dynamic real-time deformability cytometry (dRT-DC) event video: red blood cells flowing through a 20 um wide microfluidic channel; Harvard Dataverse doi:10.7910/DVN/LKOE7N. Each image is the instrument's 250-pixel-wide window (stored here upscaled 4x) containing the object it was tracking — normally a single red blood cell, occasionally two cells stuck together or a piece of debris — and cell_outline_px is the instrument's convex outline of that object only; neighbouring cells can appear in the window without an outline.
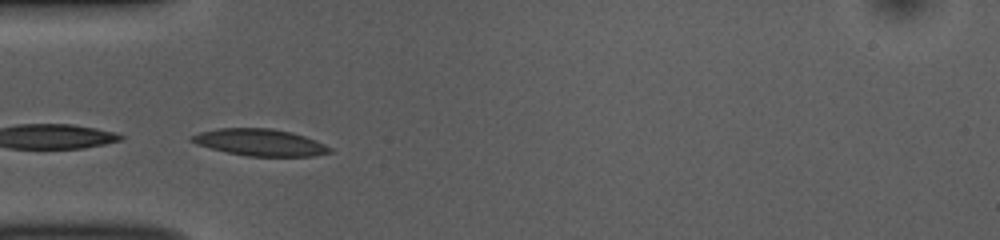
{"species": "common noctule bat (a hibernating species)", "species_latin": "Nyctalus noctula", "temperature_condition": "room temperature", "stored_images_in_passage": 27, "camera_frame_rate_fps": 3000, "um_per_image_px": 0.085, "animal": {"sex": "female", "body_mass_g": 10.0, "forearm_length_mm": 53.1}, "frame": {"image": 1, "passage_image": 9, "time_ms": 2.667, "image_size_px": [1000, 240], "cell_outline_px": [[332, 152], [312, 156], [248, 156], [228, 152], [196, 144], [188, 140], [188, 136], [200, 132], [220, 128], [272, 128], [292, 132], [316, 140], [332, 148]], "centroid_in_image_um": [22.09, 12.1], "position_along_channel_um": 62.9, "area_um2": 21.56}}
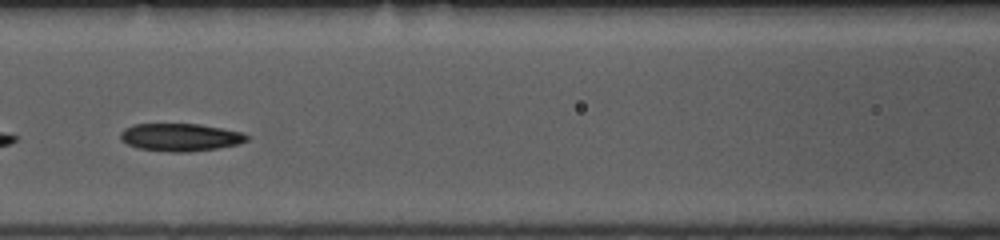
{"frame": {"image": 2, "passage_image": 16, "time_ms": 5.0, "image_size_px": [1000, 240], "cell_outline_px": [[248, 140], [236, 144], [216, 148], [188, 152], [172, 152], [140, 148], [128, 144], [120, 140], [120, 132], [124, 128], [132, 124], [200, 124], [244, 132], [248, 136]], "centroid_in_image_um": [15.31, 11.65], "position_along_channel_um": 151.3, "area_um2": 20.35}}
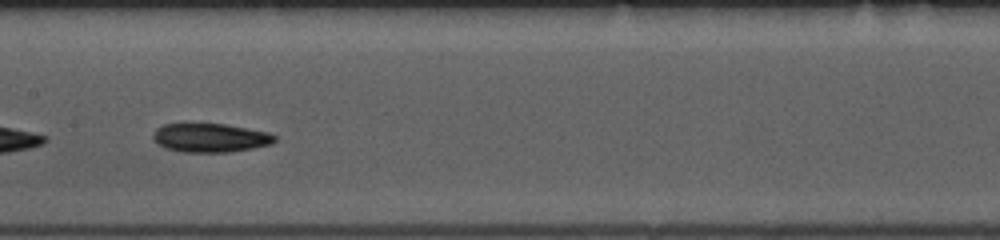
{"frame": {"image": 3, "passage_image": 19, "time_ms": 6.0, "image_size_px": [1000, 240], "cell_outline_px": [[276, 140], [272, 144], [252, 148], [228, 152], [180, 152], [164, 148], [152, 136], [156, 128], [164, 124], [184, 120], [224, 124], [268, 132], [276, 136]], "centroid_in_image_um": [17.81, 11.66], "position_along_channel_um": 189.6, "area_um2": 21.15}}